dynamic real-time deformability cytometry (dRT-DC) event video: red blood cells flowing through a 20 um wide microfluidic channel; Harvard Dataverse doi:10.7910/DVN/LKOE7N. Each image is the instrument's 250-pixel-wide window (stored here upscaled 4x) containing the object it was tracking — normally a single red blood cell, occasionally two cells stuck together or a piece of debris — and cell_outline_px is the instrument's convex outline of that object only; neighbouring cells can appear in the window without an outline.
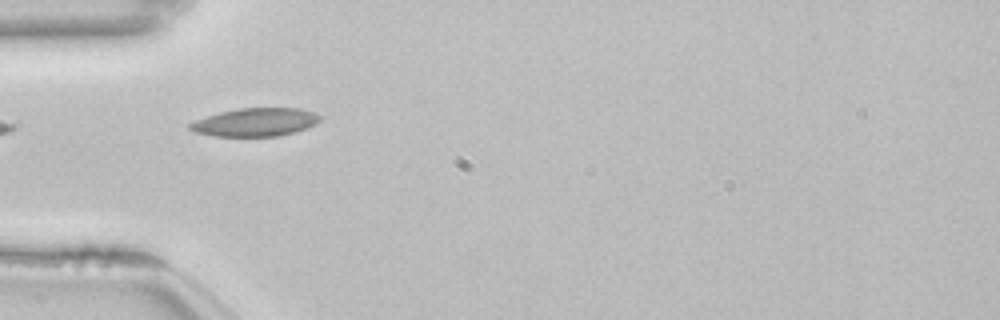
{"species": "common noctule bat (a hibernating species)", "species_latin": "Nyctalus noctula", "temperature_condition": "room temperature", "stored_images_in_passage": 23, "camera_frame_rate_fps": 3000, "um_per_image_px": 0.085, "animal": {"sex": "female", "body_mass_g": 22.7, "forearm_length_mm": 54.2}, "frame": {"image": 1, "passage_image": 1, "time_ms": 0.0, "image_size_px": [1000, 320], "cell_outline_px": [[320, 120], [316, 124], [296, 132], [276, 136], [212, 136], [196, 132], [188, 128], [188, 124], [196, 120], [220, 112], [240, 108], [300, 108], [312, 112], [320, 116]], "centroid_in_image_um": [21.71, 10.39], "position_along_channel_um": 63.3, "area_um2": 21.27}}
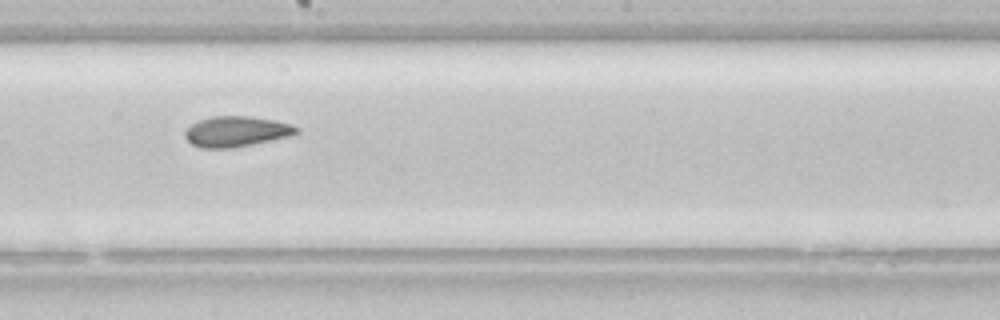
{"frame": {"image": 2, "passage_image": 14, "time_ms": 4.333, "image_size_px": [1000, 320], "cell_outline_px": [[300, 132], [292, 136], [232, 148], [200, 148], [192, 144], [184, 136], [184, 132], [192, 124], [200, 120], [212, 116], [248, 116], [272, 120], [292, 124], [300, 128]], "centroid_in_image_um": [20.12, 11.18], "position_along_channel_um": 228.1, "area_um2": 19.83}}